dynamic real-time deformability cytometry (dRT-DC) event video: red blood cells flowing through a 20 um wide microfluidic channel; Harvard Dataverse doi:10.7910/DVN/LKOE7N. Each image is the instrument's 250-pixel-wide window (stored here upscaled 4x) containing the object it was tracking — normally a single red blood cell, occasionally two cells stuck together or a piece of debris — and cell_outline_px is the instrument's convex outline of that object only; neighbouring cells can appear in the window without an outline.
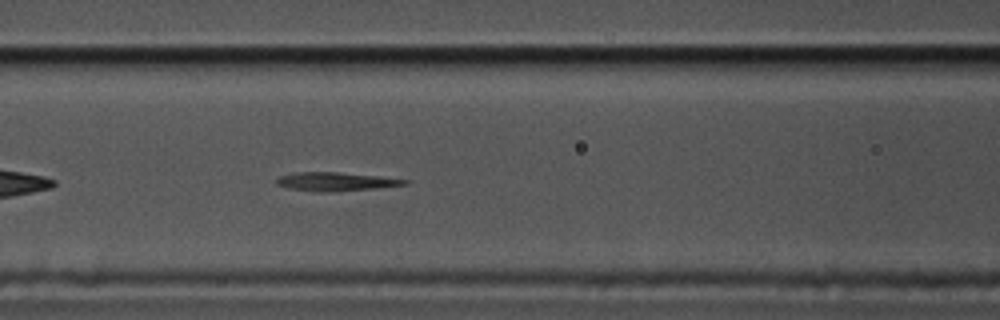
{"species": "common noctule bat (a hibernating species)", "species_latin": "Nyctalus noctula", "temperature_condition": "cold", "stored_images_in_passage": 43, "camera_frame_rate_fps": 3000, "um_per_image_px": 0.085, "animal": {"sex": "male", "body_mass_g": 17.5, "forearm_length_mm": 52.3}, "frame": {"image": 1, "passage_image": 10, "time_ms": 3.0, "image_size_px": [1000, 320], "cell_outline_px": [[408, 184], [376, 188], [328, 192], [320, 192], [288, 188], [276, 184], [276, 180], [280, 176], [296, 172], [336, 172], [380, 176], [408, 180]], "centroid_in_image_um": [28.52, 15.43], "position_along_channel_um": 138.1, "area_um2": 13.76}}
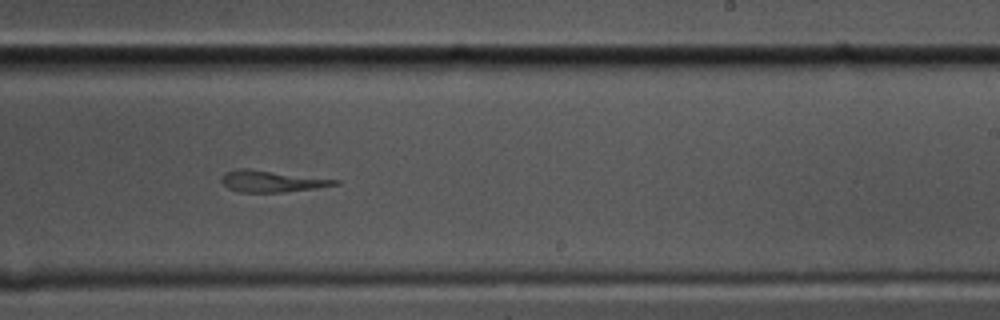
{"frame": {"image": 2, "passage_image": 21, "time_ms": 6.667, "image_size_px": [1000, 320], "cell_outline_px": [[340, 184], [316, 188], [284, 192], [240, 192], [228, 188], [220, 180], [220, 176], [224, 172], [240, 168], [248, 168], [340, 180]], "centroid_in_image_um": [23.06, 15.4], "position_along_channel_um": 265.9, "area_um2": 14.28}}
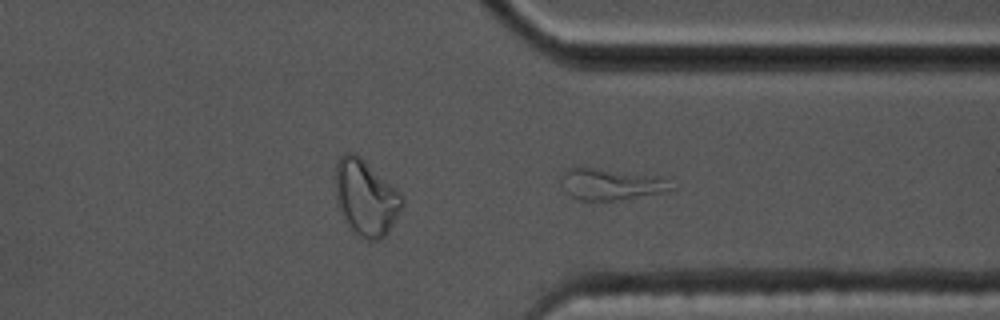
{"frame": {"image": 3, "passage_image": 29, "time_ms": 9.333, "image_size_px": [1000, 320], "cell_outline_px": [[676, 188], [660, 192], [616, 200], [580, 200], [572, 196], [568, 192], [560, 180], [560, 172], [568, 168], [592, 168], [668, 176]], "centroid_in_image_um": [51.99, 15.63], "position_along_channel_um": 359.4, "area_um2": 20.17}}